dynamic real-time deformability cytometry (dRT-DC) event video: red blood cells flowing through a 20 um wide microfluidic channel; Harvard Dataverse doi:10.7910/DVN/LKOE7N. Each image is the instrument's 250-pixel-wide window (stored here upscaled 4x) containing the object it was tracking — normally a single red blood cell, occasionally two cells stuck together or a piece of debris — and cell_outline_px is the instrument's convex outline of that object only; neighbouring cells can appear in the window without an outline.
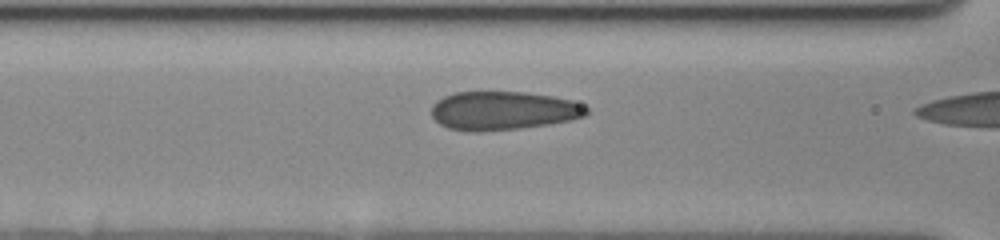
{"species": "human", "species_latin": "Homo sapiens", "temperature_condition": "cold", "stored_images_in_passage": 20, "camera_frame_rate_fps": 3000, "um_per_image_px": 0.085, "donor": {"sex": "female"}, "frame": {"image": 1, "passage_image": 19, "time_ms": 6.0, "image_size_px": [1000, 240], "cell_outline_px": [[588, 112], [584, 116], [568, 120], [548, 124], [520, 128], [480, 132], [468, 132], [448, 128], [440, 124], [432, 116], [432, 104], [436, 100], [444, 96], [456, 92], [524, 92], [552, 96], [572, 100], [588, 108]], "centroid_in_image_um": [42.73, 9.41], "position_along_channel_um": 123.9, "area_um2": 34.91}}